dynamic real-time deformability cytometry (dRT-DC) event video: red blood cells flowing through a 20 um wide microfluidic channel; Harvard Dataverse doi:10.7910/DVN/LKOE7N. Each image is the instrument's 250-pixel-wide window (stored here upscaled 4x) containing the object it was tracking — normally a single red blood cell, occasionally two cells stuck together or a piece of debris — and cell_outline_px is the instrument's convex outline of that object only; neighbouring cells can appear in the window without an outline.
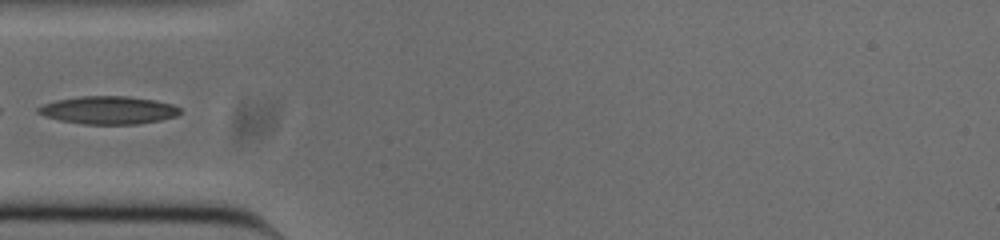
{"species": "common noctule bat (a hibernating species)", "species_latin": "Nyctalus noctula", "temperature_condition": "cold", "stored_images_in_passage": 34, "camera_frame_rate_fps": 3000, "um_per_image_px": 0.085, "animal": {"sex": "male", "body_mass_g": 20.0, "forearm_length_mm": 53.3}, "frame": {"image": 1, "passage_image": 1, "time_ms": 0.0, "image_size_px": [1000, 240], "cell_outline_px": [[180, 112], [176, 116], [160, 120], [136, 124], [84, 124], [60, 120], [44, 116], [36, 112], [36, 108], [44, 104], [56, 100], [80, 96], [128, 96], [152, 100], [172, 104], [180, 108]], "centroid_in_image_um": [9.18, 9.36], "position_along_channel_um": 75.8, "area_um2": 22.95}}
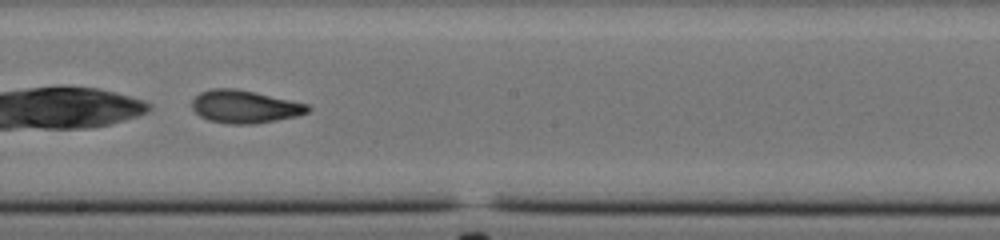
{"frame": {"image": 2, "passage_image": 13, "time_ms": 4.0, "image_size_px": [1000, 240], "cell_outline_px": [[312, 108], [308, 112], [296, 116], [256, 124], [228, 124], [208, 120], [200, 116], [192, 108], [192, 100], [200, 92], [212, 88], [236, 88], [256, 92], [308, 104]], "centroid_in_image_um": [20.8, 9.06], "position_along_channel_um": 227.4, "area_um2": 22.25}}
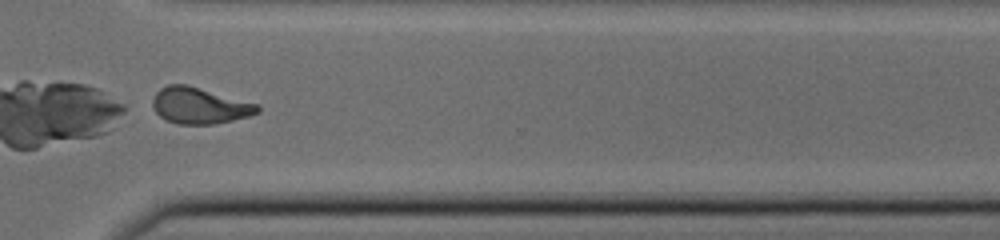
{"frame": {"image": 3, "passage_image": 23, "time_ms": 7.333, "image_size_px": [1000, 240], "cell_outline_px": [[260, 112], [248, 116], [232, 120], [212, 124], [176, 124], [164, 120], [156, 112], [152, 104], [152, 100], [156, 92], [160, 88], [168, 84], [188, 84], [260, 104]], "centroid_in_image_um": [16.96, 8.97], "position_along_channel_um": 353.6, "area_um2": 22.43}}